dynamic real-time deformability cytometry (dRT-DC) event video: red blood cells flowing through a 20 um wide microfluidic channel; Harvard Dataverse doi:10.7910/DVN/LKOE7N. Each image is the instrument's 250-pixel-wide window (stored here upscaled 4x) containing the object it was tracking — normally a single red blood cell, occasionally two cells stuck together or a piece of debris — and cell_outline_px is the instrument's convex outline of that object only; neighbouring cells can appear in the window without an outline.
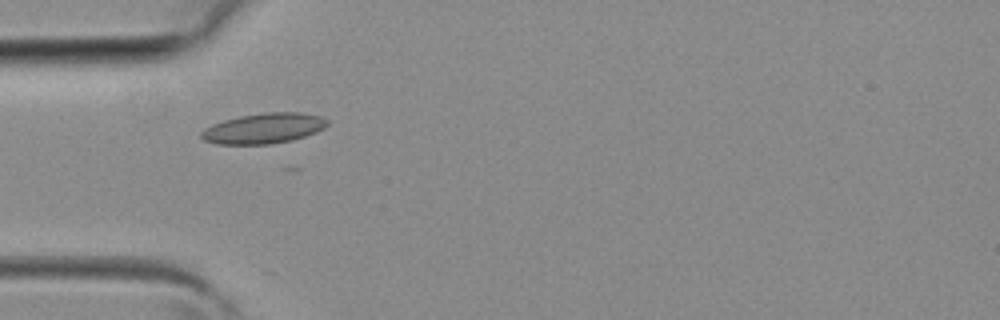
{"species": "common noctule bat (a hibernating species)", "species_latin": "Nyctalus noctula", "temperature_condition": "room temperature", "stored_images_in_passage": 39, "camera_frame_rate_fps": 3000, "um_per_image_px": 0.085, "animal": {"sex": "female", "body_mass_g": 19.3, "forearm_length_mm": 54.1}, "frame": {"image": 1, "passage_image": 11, "time_ms": 3.333, "image_size_px": [1000, 320], "cell_outline_px": [[328, 124], [324, 128], [316, 132], [292, 140], [268, 144], [216, 144], [204, 140], [200, 136], [200, 132], [204, 128], [212, 124], [224, 120], [240, 116], [264, 112], [300, 112], [320, 116], [328, 120]], "centroid_in_image_um": [22.4, 10.9], "position_along_channel_um": 62.6, "area_um2": 22.31}}
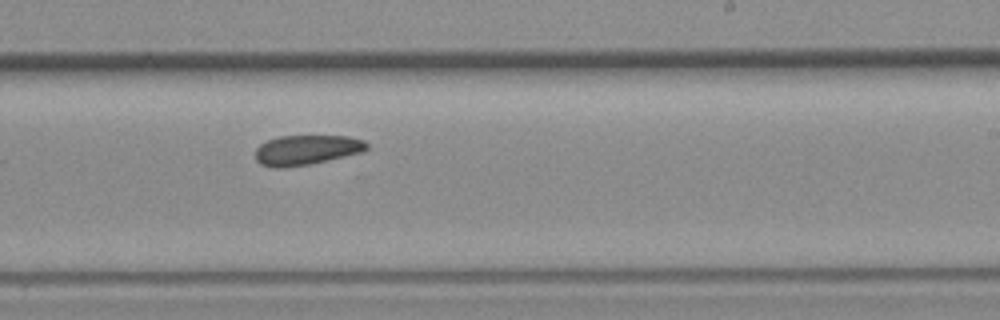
{"frame": {"image": 2, "passage_image": 23, "time_ms": 7.333, "image_size_px": [1000, 320], "cell_outline_px": [[368, 148], [364, 152], [328, 160], [308, 164], [284, 168], [272, 168], [260, 164], [256, 160], [256, 148], [260, 144], [268, 140], [280, 136], [348, 136], [364, 140], [368, 144]], "centroid_in_image_um": [26.06, 12.75], "position_along_channel_um": 262.9, "area_um2": 19.48}}
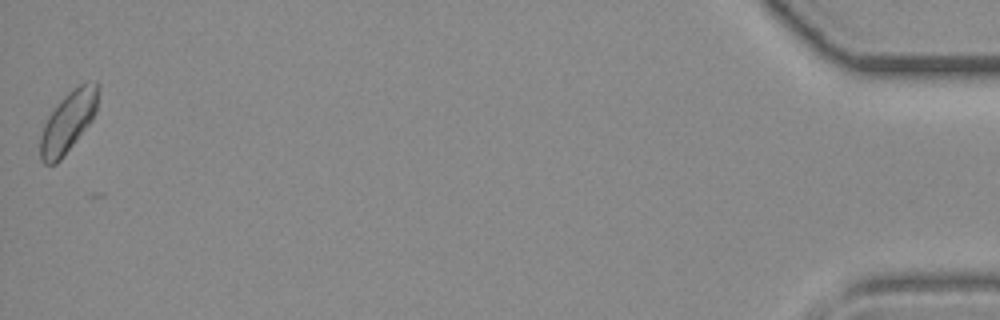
{"frame": {"image": 3, "passage_image": 39, "time_ms": 12.667, "image_size_px": [1000, 320], "cell_outline_px": [[100, 88], [96, 112], [92, 120], [60, 160], [56, 164], [44, 164], [40, 160], [40, 136], [44, 124], [48, 116], [56, 104], [72, 88], [88, 80], [96, 80], [100, 84]], "centroid_in_image_um": [5.82, 10.29], "position_along_channel_um": 429.4, "area_um2": 20.81}}